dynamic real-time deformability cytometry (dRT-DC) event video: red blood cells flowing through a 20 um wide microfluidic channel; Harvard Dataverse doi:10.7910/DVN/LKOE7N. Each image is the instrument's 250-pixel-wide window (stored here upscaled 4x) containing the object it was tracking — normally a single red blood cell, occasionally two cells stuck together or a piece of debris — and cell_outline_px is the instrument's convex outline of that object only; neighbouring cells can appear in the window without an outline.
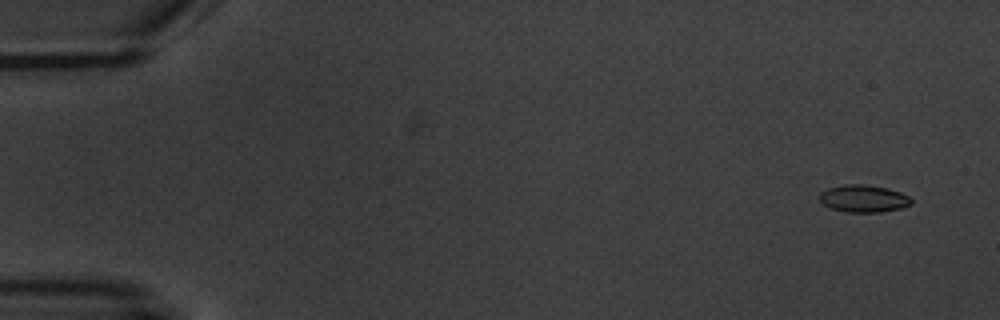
{"species": "common noctule bat (a hibernating species)", "species_latin": "Nyctalus noctula", "temperature_condition": "warm", "stored_images_in_passage": 4, "camera_frame_rate_fps": 3000, "um_per_image_px": 0.085, "animal": {"sex": "male", "body_mass_g": 20.1, "forearm_length_mm": 53.5}, "frame": {"image": 1, "passage_image": 1, "time_ms": 0.0, "image_size_px": [1000, 320], "cell_outline_px": [[912, 204], [900, 208], [880, 212], [844, 212], [832, 208], [824, 204], [820, 200], [820, 192], [828, 188], [844, 184], [864, 184], [888, 188], [900, 192], [908, 196], [912, 200]], "centroid_in_image_um": [73.4, 16.87], "position_along_channel_um": 11.6, "area_um2": 14.57}}
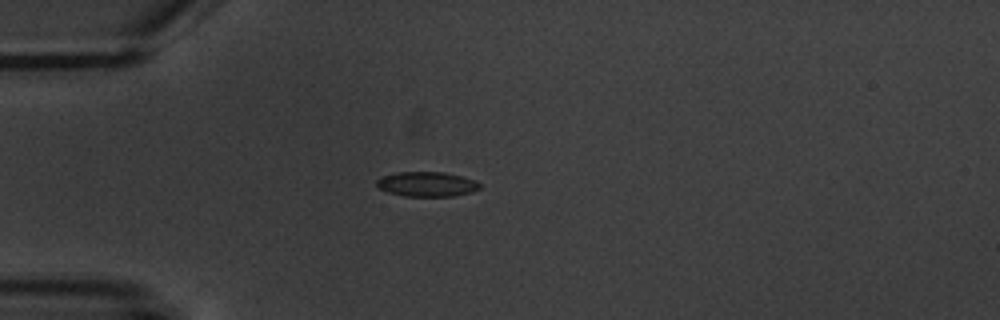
{"frame": {"image": 2, "passage_image": 4, "time_ms": 4.333, "image_size_px": [1000, 320], "cell_outline_px": [[480, 188], [472, 192], [452, 196], [404, 196], [388, 192], [380, 188], [376, 184], [376, 180], [384, 176], [396, 172], [444, 172], [476, 180], [480, 184]], "centroid_in_image_um": [36.29, 15.65], "position_along_channel_um": 48.7, "area_um2": 14.8}}